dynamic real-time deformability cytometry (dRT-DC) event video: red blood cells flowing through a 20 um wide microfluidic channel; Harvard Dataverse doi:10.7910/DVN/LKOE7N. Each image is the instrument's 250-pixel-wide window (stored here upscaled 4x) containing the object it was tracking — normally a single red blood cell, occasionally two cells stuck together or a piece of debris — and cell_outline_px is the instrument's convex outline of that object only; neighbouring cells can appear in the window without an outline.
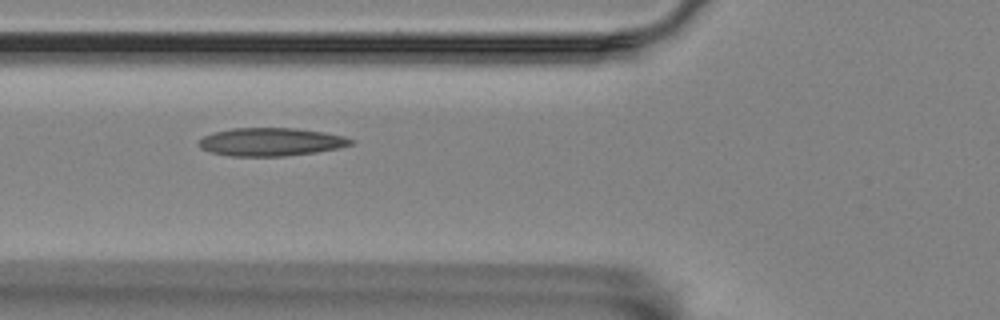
{"species": "Egyptian fruit bat (a non-hibernating species)", "species_latin": "Rousettus aegyptiacus", "temperature_condition": "room temperature", "stored_images_in_passage": 5, "camera_frame_rate_fps": 3000, "um_per_image_px": 0.085, "animal": {"sex": "female"}, "frame": {"image": 1, "passage_image": 2, "time_ms": 0.333, "image_size_px": [1000, 320], "cell_outline_px": [[356, 140], [352, 144], [340, 148], [316, 152], [284, 156], [228, 156], [212, 152], [200, 148], [200, 140], [204, 136], [212, 132], [232, 128], [296, 128], [324, 132], [344, 136]], "centroid_in_image_um": [23.06, 12.06], "position_along_channel_um": 102.7, "area_um2": 24.97}}
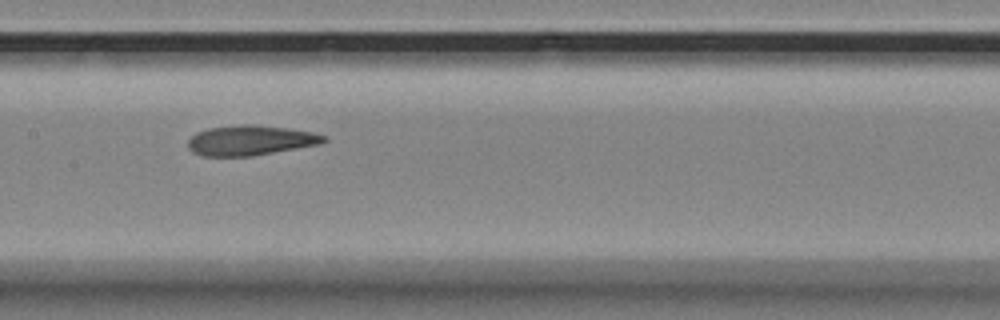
{"frame": {"image": 2, "passage_image": 4, "time_ms": 1.0, "image_size_px": [1000, 320], "cell_outline_px": [[328, 140], [320, 144], [252, 156], [200, 156], [192, 152], [188, 148], [188, 140], [196, 132], [208, 128], [244, 124], [252, 124], [288, 128], [312, 132], [328, 136]], "centroid_in_image_um": [21.28, 11.93], "position_along_channel_um": 186.1, "area_um2": 23.87}}
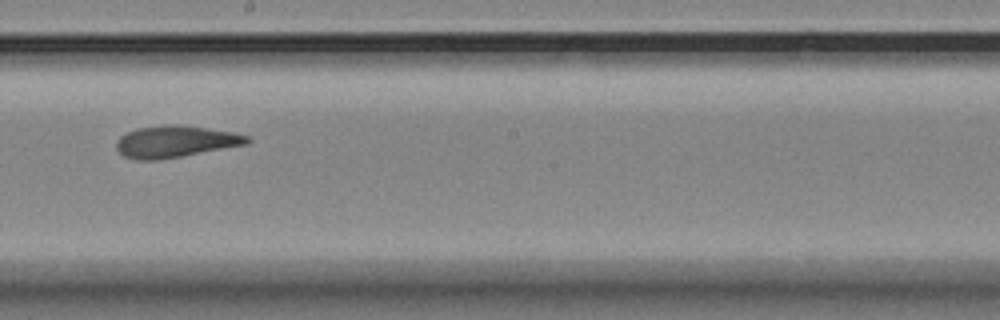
{"frame": {"image": 3, "passage_image": 5, "time_ms": 1.333, "image_size_px": [1000, 320], "cell_outline_px": [[252, 140], [248, 144], [160, 160], [136, 160], [124, 156], [116, 148], [116, 144], [120, 136], [128, 132], [140, 128], [176, 124], [236, 132], [252, 136]], "centroid_in_image_um": [14.98, 12.04], "position_along_channel_um": 233.2, "area_um2": 24.16}}